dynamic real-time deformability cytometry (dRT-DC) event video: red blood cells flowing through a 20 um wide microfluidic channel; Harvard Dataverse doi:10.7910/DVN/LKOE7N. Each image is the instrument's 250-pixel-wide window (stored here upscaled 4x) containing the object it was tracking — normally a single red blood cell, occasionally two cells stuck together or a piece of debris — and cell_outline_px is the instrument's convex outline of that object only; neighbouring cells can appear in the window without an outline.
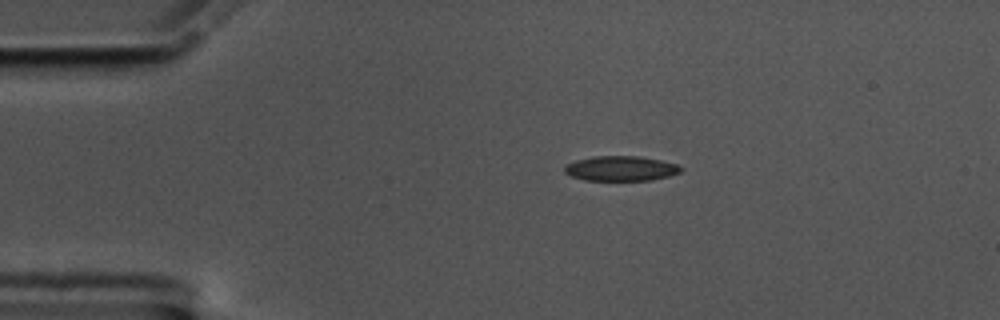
{"species": "common noctule bat (a hibernating species)", "species_latin": "Nyctalus noctula", "temperature_condition": "cold", "stored_images_in_passage": 9, "camera_frame_rate_fps": 3000, "um_per_image_px": 0.085, "animal": {"sex": "male", "body_mass_g": 17.5, "forearm_length_mm": 52.3}, "frame": {"image": 1, "passage_image": 1, "time_ms": 0.0, "image_size_px": [1000, 320], "cell_outline_px": [[684, 168], [680, 172], [668, 176], [652, 180], [584, 180], [572, 176], [564, 172], [564, 164], [576, 160], [592, 156], [640, 156], [660, 160], [676, 164]], "centroid_in_image_um": [52.75, 14.31], "position_along_channel_um": 32.3, "area_um2": 16.94}}